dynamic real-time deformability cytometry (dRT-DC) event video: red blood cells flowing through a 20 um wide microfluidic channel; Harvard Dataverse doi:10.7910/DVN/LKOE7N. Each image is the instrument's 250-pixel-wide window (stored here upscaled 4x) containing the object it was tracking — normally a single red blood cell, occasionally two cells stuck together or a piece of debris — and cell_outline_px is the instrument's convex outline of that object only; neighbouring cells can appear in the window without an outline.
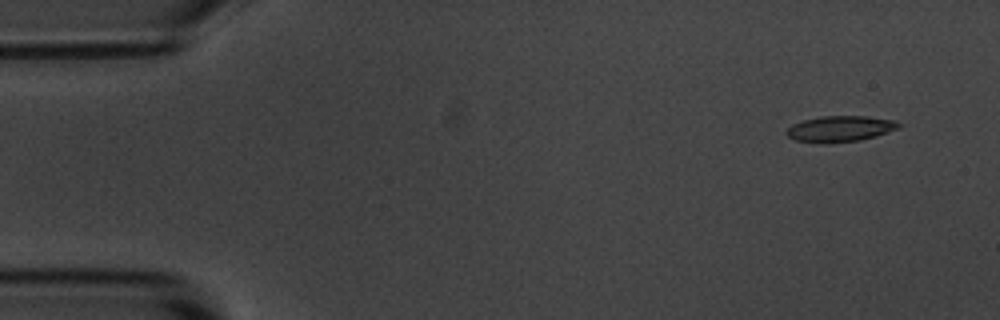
{"species": "common noctule bat (a hibernating species)", "species_latin": "Nyctalus noctula", "temperature_condition": "room temperature", "stored_images_in_passage": 6, "camera_frame_rate_fps": 3000, "um_per_image_px": 0.085, "animal": {"sex": "male", "body_mass_g": 20.1, "forearm_length_mm": 53.5}, "frame": {"image": 1, "passage_image": 1, "time_ms": 0.0, "image_size_px": [1000, 320], "cell_outline_px": [[904, 124], [896, 128], [876, 136], [860, 140], [824, 144], [796, 140], [788, 136], [784, 132], [792, 124], [804, 120], [820, 116], [868, 116], [896, 120]], "centroid_in_image_um": [71.4, 10.94], "position_along_channel_um": 13.6, "area_um2": 17.05}}
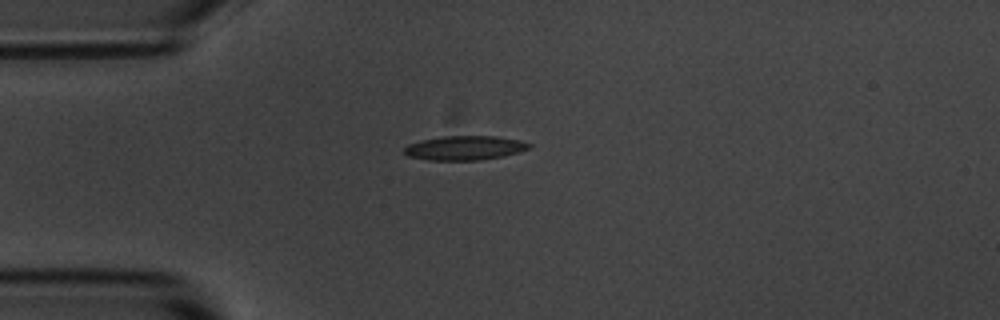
{"frame": {"image": 2, "passage_image": 4, "time_ms": 3.333, "image_size_px": [1000, 320], "cell_outline_px": [[532, 148], [504, 156], [480, 160], [428, 160], [408, 156], [404, 152], [404, 148], [408, 144], [420, 140], [440, 136], [496, 136], [520, 140], [532, 144]], "centroid_in_image_um": [39.51, 12.57], "position_along_channel_um": 45.5, "area_um2": 17.8}}
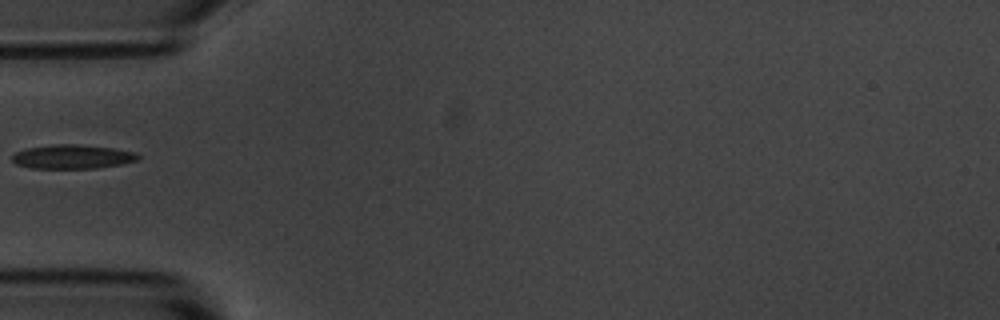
{"frame": {"image": 3, "passage_image": 5, "time_ms": 4.667, "image_size_px": [1000, 320], "cell_outline_px": [[140, 156], [136, 160], [120, 164], [96, 168], [32, 168], [16, 164], [12, 160], [12, 156], [16, 152], [24, 148], [52, 144], [76, 144], [112, 148], [136, 152]], "centroid_in_image_um": [6.12, 13.31], "position_along_channel_um": 78.9, "area_um2": 17.57}}